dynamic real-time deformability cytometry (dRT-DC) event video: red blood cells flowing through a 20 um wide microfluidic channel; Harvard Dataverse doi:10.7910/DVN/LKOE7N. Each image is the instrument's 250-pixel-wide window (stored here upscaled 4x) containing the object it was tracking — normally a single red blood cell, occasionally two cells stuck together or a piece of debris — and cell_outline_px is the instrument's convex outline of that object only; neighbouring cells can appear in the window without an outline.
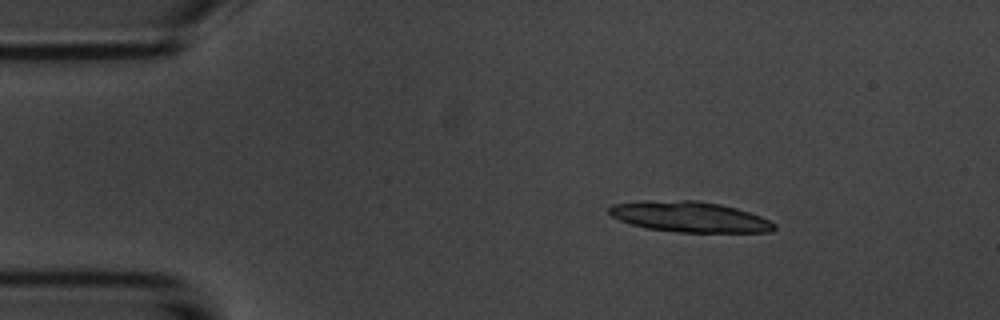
{"species": "common noctule bat (a hibernating species)", "species_latin": "Nyctalus noctula", "temperature_condition": "room temperature", "stored_images_in_passage": 5, "camera_frame_rate_fps": 3000, "um_per_image_px": 0.085, "animal": {"sex": "male", "body_mass_g": 20.1, "forearm_length_mm": 53.5}, "frame": {"image": 1, "passage_image": 2, "time_ms": 1.333, "image_size_px": [1000, 320], "cell_outline_px": [[776, 228], [772, 232], [680, 232], [648, 228], [632, 224], [620, 220], [612, 216], [608, 212], [608, 208], [612, 204], [640, 200], [696, 200], [720, 204], [736, 208], [760, 216], [776, 224]], "centroid_in_image_um": [58.6, 18.42], "position_along_channel_um": 26.4, "area_um2": 29.42}}